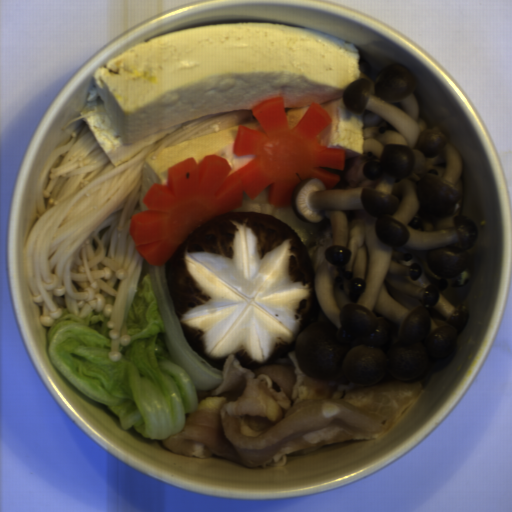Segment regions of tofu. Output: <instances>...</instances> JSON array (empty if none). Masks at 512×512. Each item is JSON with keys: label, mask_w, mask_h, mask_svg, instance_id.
I'll use <instances>...</instances> for the list:
<instances>
[{"label": "tofu", "mask_w": 512, "mask_h": 512, "mask_svg": "<svg viewBox=\"0 0 512 512\" xmlns=\"http://www.w3.org/2000/svg\"><path fill=\"white\" fill-rule=\"evenodd\" d=\"M242 126L258 130L259 127H260V122L257 120V121H253V122H250V123L243 124Z\"/></svg>", "instance_id": "4"}, {"label": "tofu", "mask_w": 512, "mask_h": 512, "mask_svg": "<svg viewBox=\"0 0 512 512\" xmlns=\"http://www.w3.org/2000/svg\"><path fill=\"white\" fill-rule=\"evenodd\" d=\"M360 61L357 46L312 29L250 21L177 30L97 69L80 114L103 108L82 119L115 166L183 123L283 97L289 128L319 104L331 117L320 145L360 157L364 110L343 104Z\"/></svg>", "instance_id": "1"}, {"label": "tofu", "mask_w": 512, "mask_h": 512, "mask_svg": "<svg viewBox=\"0 0 512 512\" xmlns=\"http://www.w3.org/2000/svg\"><path fill=\"white\" fill-rule=\"evenodd\" d=\"M240 126L229 127L220 131L211 132L163 149L155 158L154 151L144 159L141 166L139 211H148L144 198L153 184L168 185L169 167L176 165L187 158H194L195 163L202 162L206 155L218 154L226 158L232 168L228 175L241 169L254 159L255 154L237 156L234 154V145Z\"/></svg>", "instance_id": "2"}, {"label": "tofu", "mask_w": 512, "mask_h": 512, "mask_svg": "<svg viewBox=\"0 0 512 512\" xmlns=\"http://www.w3.org/2000/svg\"><path fill=\"white\" fill-rule=\"evenodd\" d=\"M270 187L271 184L264 188L254 199L243 191L241 205L232 212L262 213L276 217L295 230L308 252L318 236L332 227L330 219L320 220L316 224L304 222L296 215L292 206L279 207L269 201Z\"/></svg>", "instance_id": "3"}]
</instances>
